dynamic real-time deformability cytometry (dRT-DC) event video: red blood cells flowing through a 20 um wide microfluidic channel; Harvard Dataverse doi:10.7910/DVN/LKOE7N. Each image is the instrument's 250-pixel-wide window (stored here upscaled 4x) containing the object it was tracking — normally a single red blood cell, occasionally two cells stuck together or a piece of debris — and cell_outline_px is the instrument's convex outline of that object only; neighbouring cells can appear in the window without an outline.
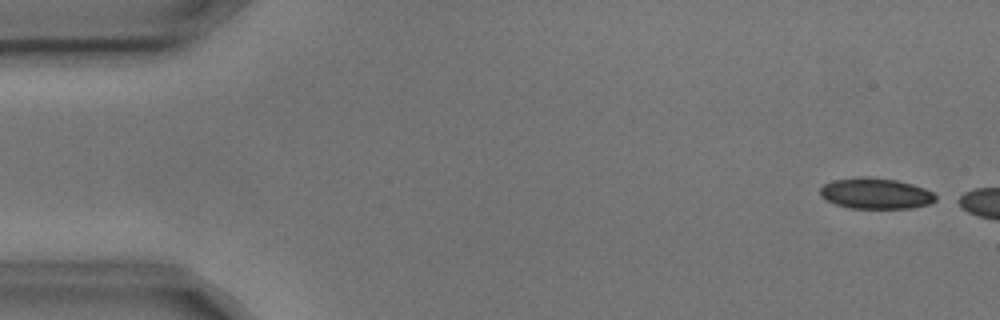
{"species": "common noctule bat (a hibernating species)", "species_latin": "Nyctalus noctula", "temperature_condition": "cold", "stored_images_in_passage": 3, "camera_frame_rate_fps": 3000, "um_per_image_px": 0.085, "animal": {"sex": "male", "body_mass_g": 17.9, "forearm_length_mm": 54.2}, "frame": {"image": 1, "passage_image": 1, "time_ms": 0.0, "image_size_px": [1000, 320], "cell_outline_px": [[936, 200], [928, 204], [912, 208], [848, 208], [836, 204], [820, 196], [820, 188], [824, 184], [832, 180], [860, 176], [868, 176], [896, 180], [912, 184], [924, 188], [932, 192], [936, 196]], "centroid_in_image_um": [74.41, 16.43], "position_along_channel_um": 10.6, "area_um2": 20.81}}